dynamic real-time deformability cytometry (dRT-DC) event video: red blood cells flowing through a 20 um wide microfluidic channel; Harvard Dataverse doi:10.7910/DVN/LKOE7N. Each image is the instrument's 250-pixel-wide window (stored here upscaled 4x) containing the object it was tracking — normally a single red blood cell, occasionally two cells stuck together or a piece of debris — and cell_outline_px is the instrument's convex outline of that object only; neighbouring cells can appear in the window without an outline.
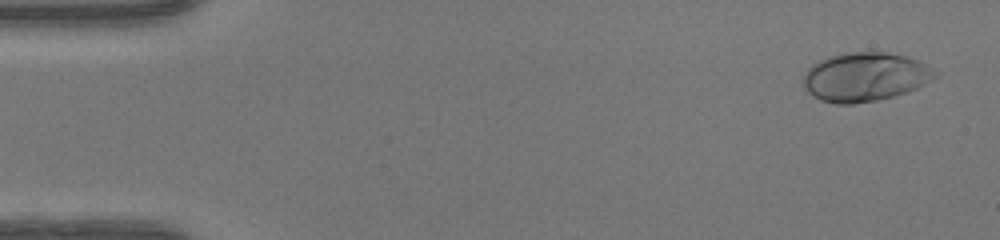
{"species": "human", "species_latin": "Homo sapiens", "temperature_condition": "warm", "stored_images_in_passage": 48, "camera_frame_rate_fps": 3000, "um_per_image_px": 0.085, "donor": {"sex": "female"}, "frame": {"image": 1, "passage_image": 1, "time_ms": 0.0, "image_size_px": [1000, 240], "cell_outline_px": [[940, 76], [908, 92], [876, 100], [852, 104], [836, 104], [820, 100], [812, 96], [800, 84], [804, 72], [812, 64], [828, 56], [844, 52], [884, 52], [904, 56], [916, 60], [940, 72]], "centroid_in_image_um": [73.49, 6.54], "position_along_channel_um": 11.5, "area_um2": 37.92}}
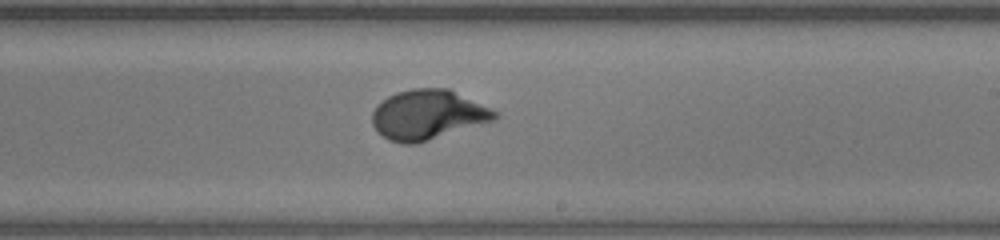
{"frame": {"image": 2, "passage_image": 28, "time_ms": 9.0, "image_size_px": [1000, 240], "cell_outline_px": [[500, 116], [496, 120], [416, 144], [404, 144], [388, 140], [376, 132], [372, 124], [372, 112], [388, 96], [396, 92], [412, 88], [448, 88], [492, 108], [500, 112]], "centroid_in_image_um": [36.4, 9.76], "position_along_channel_um": 252.6, "area_um2": 35.84}}
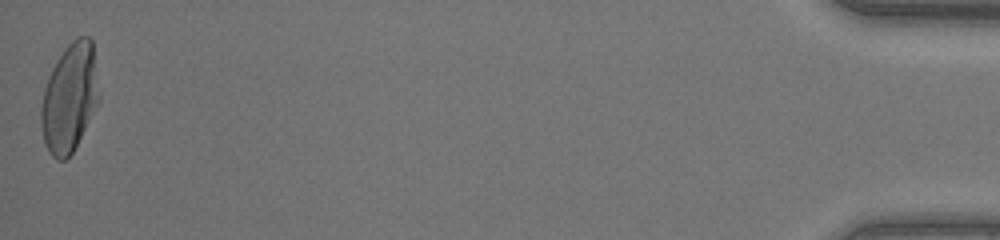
{"frame": {"image": 3, "passage_image": 48, "time_ms": 15.667, "image_size_px": [1000, 240], "cell_outline_px": [[100, 100], [72, 152], [64, 160], [56, 160], [48, 152], [44, 140], [40, 120], [40, 108], [44, 88], [48, 76], [56, 60], [64, 48], [76, 36], [88, 36], [92, 40], [100, 96]], "centroid_in_image_um": [5.91, 8.29], "position_along_channel_um": 429.3, "area_um2": 36.7}, "authors_computed_cell_mechanics": {"area_um2": 34.6511, "velocity_mm_per_s": 4.1666, "shape_relaxation_time_tau1_ms": 4.1959, "shape_relaxation_time_tau2_ms": null, "deformation_change_tau1": 0.2363, "deformation_change_tau2": null}}